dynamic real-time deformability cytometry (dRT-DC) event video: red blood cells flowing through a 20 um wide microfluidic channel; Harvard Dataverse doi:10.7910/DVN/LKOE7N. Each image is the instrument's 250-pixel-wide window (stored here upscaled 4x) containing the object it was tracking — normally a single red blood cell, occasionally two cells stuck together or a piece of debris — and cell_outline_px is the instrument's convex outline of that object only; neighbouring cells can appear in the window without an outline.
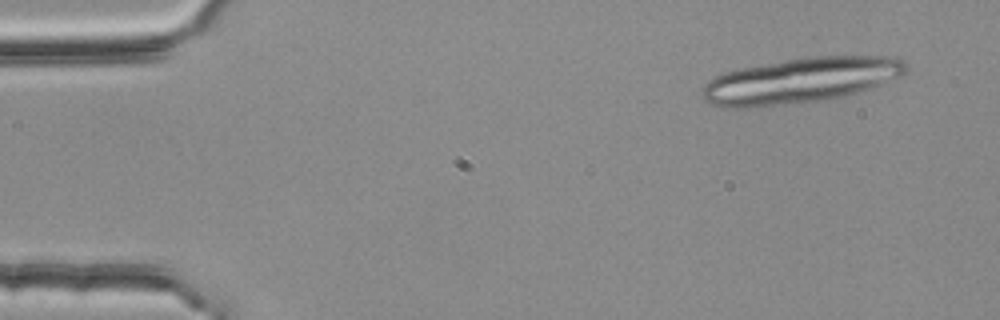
{"species": "common noctule bat (a hibernating species)", "species_latin": "Nyctalus noctula", "temperature_condition": "room temperature", "stored_images_in_passage": 19, "camera_frame_rate_fps": 3000, "um_per_image_px": 0.085, "animal": {"sex": "female", "body_mass_g": 25.1}, "frame": {"image": 1, "passage_image": 4, "time_ms": 1.0, "image_size_px": [1000, 320], "cell_outline_px": [[908, 72], [900, 76], [880, 84], [856, 92], [840, 96], [816, 100], [748, 108], [732, 108], [712, 104], [704, 100], [700, 96], [700, 92], [704, 84], [708, 80], [724, 72], [740, 68], [788, 60], [816, 56], [884, 56], [904, 60], [908, 64]], "centroid_in_image_um": [68.01, 6.83], "position_along_channel_um": 17.0, "area_um2": 53.18}}